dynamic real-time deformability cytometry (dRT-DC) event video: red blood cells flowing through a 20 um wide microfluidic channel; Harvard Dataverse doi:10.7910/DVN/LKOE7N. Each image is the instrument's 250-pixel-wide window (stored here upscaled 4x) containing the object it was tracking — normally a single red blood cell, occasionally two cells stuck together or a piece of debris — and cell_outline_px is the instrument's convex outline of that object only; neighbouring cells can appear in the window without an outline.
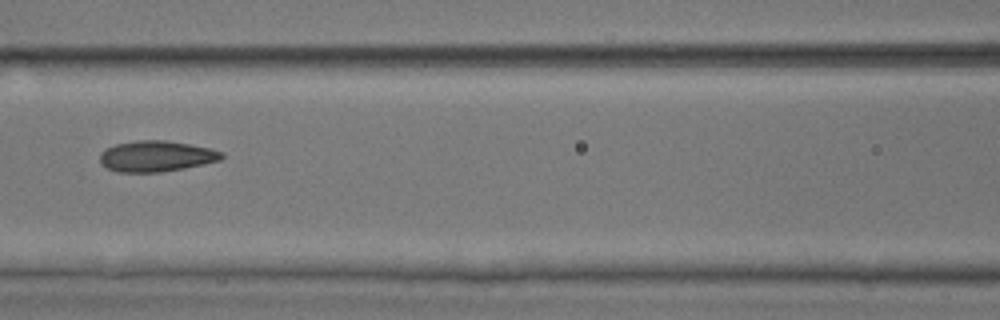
{"species": "common noctule bat (a hibernating species)", "species_latin": "Nyctalus noctula", "temperature_condition": "room temperature", "stored_images_in_passage": 11, "camera_frame_rate_fps": 3000, "um_per_image_px": 0.085, "animal": {"sex": "male", "body_mass_g": 17.9, "forearm_length_mm": 54.2}, "frame": {"image": 1, "passage_image": 7, "time_ms": 2.0, "image_size_px": [1000, 320], "cell_outline_px": [[224, 156], [220, 160], [204, 164], [184, 168], [160, 172], [116, 172], [108, 168], [100, 160], [100, 152], [116, 144], [136, 140], [164, 140], [188, 144], [208, 148], [224, 152]], "centroid_in_image_um": [13.29, 13.28], "position_along_channel_um": 153.3, "area_um2": 21.73}}
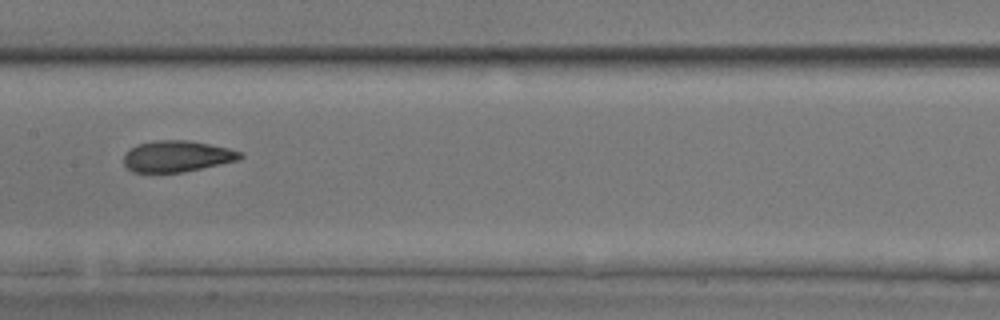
{"frame": {"image": 2, "passage_image": 8, "time_ms": 2.333, "image_size_px": [1000, 320], "cell_outline_px": [[244, 156], [240, 160], [184, 172], [132, 172], [124, 164], [124, 152], [136, 144], [156, 140], [188, 140], [228, 148], [244, 152]], "centroid_in_image_um": [15.06, 13.28], "position_along_channel_um": 192.3, "area_um2": 21.39}}
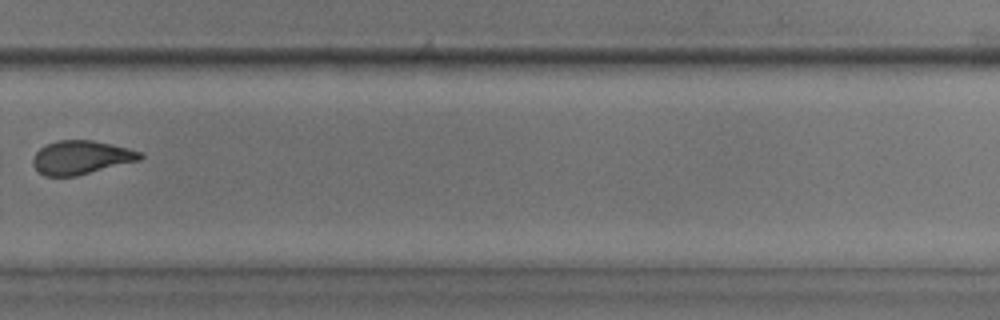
{"frame": {"image": 3, "passage_image": 11, "time_ms": 3.333, "image_size_px": [1000, 320], "cell_outline_px": [[144, 156], [140, 160], [76, 176], [44, 176], [32, 164], [32, 156], [44, 144], [56, 140], [92, 140], [128, 148], [140, 152]], "centroid_in_image_um": [6.86, 13.38], "position_along_channel_um": 322.9, "area_um2": 21.04}}